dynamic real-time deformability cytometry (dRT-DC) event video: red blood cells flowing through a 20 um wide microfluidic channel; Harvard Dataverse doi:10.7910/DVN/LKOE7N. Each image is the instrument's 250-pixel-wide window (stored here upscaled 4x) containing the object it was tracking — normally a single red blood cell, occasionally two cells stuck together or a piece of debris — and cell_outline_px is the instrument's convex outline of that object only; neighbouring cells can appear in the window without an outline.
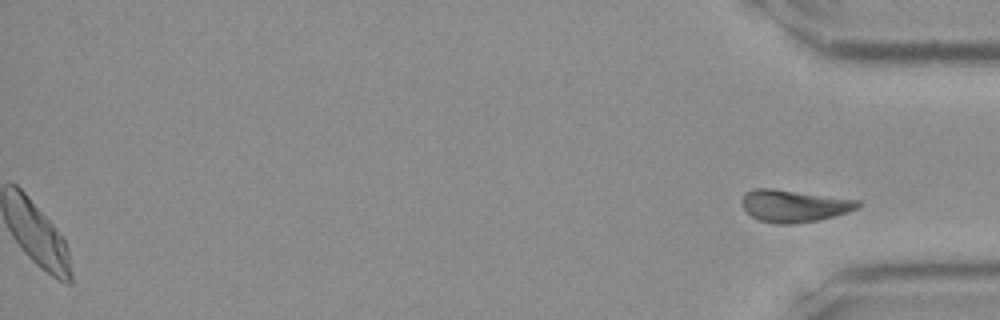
{"species": "Egyptian fruit bat (a non-hibernating species)", "species_latin": "Rousettus aegyptiacus", "temperature_condition": "room temperature", "stored_images_in_passage": 36, "segment_of_instrument_passage": [2, 2], "camera_frame_rate_fps": 3000, "um_per_image_px": 0.085, "frame": {"image": 1, "passage_image": 36, "time_ms": 11.667, "image_size_px": [1000, 320], "cell_outline_px": [[860, 204], [856, 208], [848, 212], [816, 220], [792, 224], [780, 224], [760, 220], [752, 216], [744, 208], [744, 192], [752, 188], [772, 188], [860, 200]], "centroid_in_image_um": [67.49, 17.48], "position_along_channel_um": 367.7, "area_um2": 21.39}}